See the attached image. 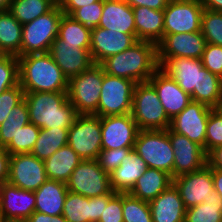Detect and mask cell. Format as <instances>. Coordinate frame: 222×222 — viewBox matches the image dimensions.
<instances>
[{
    "label": "cell",
    "mask_w": 222,
    "mask_h": 222,
    "mask_svg": "<svg viewBox=\"0 0 222 222\" xmlns=\"http://www.w3.org/2000/svg\"><path fill=\"white\" fill-rule=\"evenodd\" d=\"M105 73L136 83L147 82L159 69L157 44L138 40L130 48L101 63Z\"/></svg>",
    "instance_id": "cell-1"
},
{
    "label": "cell",
    "mask_w": 222,
    "mask_h": 222,
    "mask_svg": "<svg viewBox=\"0 0 222 222\" xmlns=\"http://www.w3.org/2000/svg\"><path fill=\"white\" fill-rule=\"evenodd\" d=\"M19 84L25 93L67 92L68 79L49 52L18 57Z\"/></svg>",
    "instance_id": "cell-2"
},
{
    "label": "cell",
    "mask_w": 222,
    "mask_h": 222,
    "mask_svg": "<svg viewBox=\"0 0 222 222\" xmlns=\"http://www.w3.org/2000/svg\"><path fill=\"white\" fill-rule=\"evenodd\" d=\"M30 123L38 128H70L76 116L67 92L25 93Z\"/></svg>",
    "instance_id": "cell-3"
},
{
    "label": "cell",
    "mask_w": 222,
    "mask_h": 222,
    "mask_svg": "<svg viewBox=\"0 0 222 222\" xmlns=\"http://www.w3.org/2000/svg\"><path fill=\"white\" fill-rule=\"evenodd\" d=\"M131 116L139 130H167L171 121L155 88L148 81L135 85Z\"/></svg>",
    "instance_id": "cell-4"
},
{
    "label": "cell",
    "mask_w": 222,
    "mask_h": 222,
    "mask_svg": "<svg viewBox=\"0 0 222 222\" xmlns=\"http://www.w3.org/2000/svg\"><path fill=\"white\" fill-rule=\"evenodd\" d=\"M104 74L102 65L94 63L68 79L67 97L77 114H94L97 111Z\"/></svg>",
    "instance_id": "cell-5"
},
{
    "label": "cell",
    "mask_w": 222,
    "mask_h": 222,
    "mask_svg": "<svg viewBox=\"0 0 222 222\" xmlns=\"http://www.w3.org/2000/svg\"><path fill=\"white\" fill-rule=\"evenodd\" d=\"M63 11L57 3L49 12L22 26L21 56L49 52L59 34Z\"/></svg>",
    "instance_id": "cell-6"
},
{
    "label": "cell",
    "mask_w": 222,
    "mask_h": 222,
    "mask_svg": "<svg viewBox=\"0 0 222 222\" xmlns=\"http://www.w3.org/2000/svg\"><path fill=\"white\" fill-rule=\"evenodd\" d=\"M133 150L148 168L167 172L173 179L174 150L167 130H139Z\"/></svg>",
    "instance_id": "cell-7"
},
{
    "label": "cell",
    "mask_w": 222,
    "mask_h": 222,
    "mask_svg": "<svg viewBox=\"0 0 222 222\" xmlns=\"http://www.w3.org/2000/svg\"><path fill=\"white\" fill-rule=\"evenodd\" d=\"M68 145L83 160H96L102 150L100 116L78 114L68 130Z\"/></svg>",
    "instance_id": "cell-8"
},
{
    "label": "cell",
    "mask_w": 222,
    "mask_h": 222,
    "mask_svg": "<svg viewBox=\"0 0 222 222\" xmlns=\"http://www.w3.org/2000/svg\"><path fill=\"white\" fill-rule=\"evenodd\" d=\"M135 85L132 80L105 73L98 109L94 114L102 117L131 113Z\"/></svg>",
    "instance_id": "cell-9"
},
{
    "label": "cell",
    "mask_w": 222,
    "mask_h": 222,
    "mask_svg": "<svg viewBox=\"0 0 222 222\" xmlns=\"http://www.w3.org/2000/svg\"><path fill=\"white\" fill-rule=\"evenodd\" d=\"M69 192L93 198L110 194L113 190L110 175L99 165L97 160H82L73 170L66 182Z\"/></svg>",
    "instance_id": "cell-10"
},
{
    "label": "cell",
    "mask_w": 222,
    "mask_h": 222,
    "mask_svg": "<svg viewBox=\"0 0 222 222\" xmlns=\"http://www.w3.org/2000/svg\"><path fill=\"white\" fill-rule=\"evenodd\" d=\"M159 68L171 77L179 87L191 96L193 101L200 102V82L202 81L203 64L201 59L194 58H157Z\"/></svg>",
    "instance_id": "cell-11"
},
{
    "label": "cell",
    "mask_w": 222,
    "mask_h": 222,
    "mask_svg": "<svg viewBox=\"0 0 222 222\" xmlns=\"http://www.w3.org/2000/svg\"><path fill=\"white\" fill-rule=\"evenodd\" d=\"M204 10L200 0L168 2L164 12V34L201 31V16Z\"/></svg>",
    "instance_id": "cell-12"
},
{
    "label": "cell",
    "mask_w": 222,
    "mask_h": 222,
    "mask_svg": "<svg viewBox=\"0 0 222 222\" xmlns=\"http://www.w3.org/2000/svg\"><path fill=\"white\" fill-rule=\"evenodd\" d=\"M48 180L44 161L31 153L10 157L8 183L22 190L36 191Z\"/></svg>",
    "instance_id": "cell-13"
},
{
    "label": "cell",
    "mask_w": 222,
    "mask_h": 222,
    "mask_svg": "<svg viewBox=\"0 0 222 222\" xmlns=\"http://www.w3.org/2000/svg\"><path fill=\"white\" fill-rule=\"evenodd\" d=\"M172 184L178 190L186 209L206 202L215 192L212 168L208 164L198 171L173 178Z\"/></svg>",
    "instance_id": "cell-14"
},
{
    "label": "cell",
    "mask_w": 222,
    "mask_h": 222,
    "mask_svg": "<svg viewBox=\"0 0 222 222\" xmlns=\"http://www.w3.org/2000/svg\"><path fill=\"white\" fill-rule=\"evenodd\" d=\"M212 109L203 103L192 100L181 113L171 119L169 129L185 135L191 141L202 146L205 151L206 126Z\"/></svg>",
    "instance_id": "cell-15"
},
{
    "label": "cell",
    "mask_w": 222,
    "mask_h": 222,
    "mask_svg": "<svg viewBox=\"0 0 222 222\" xmlns=\"http://www.w3.org/2000/svg\"><path fill=\"white\" fill-rule=\"evenodd\" d=\"M102 149L133 148L139 128L131 113L125 115L102 116Z\"/></svg>",
    "instance_id": "cell-16"
},
{
    "label": "cell",
    "mask_w": 222,
    "mask_h": 222,
    "mask_svg": "<svg viewBox=\"0 0 222 222\" xmlns=\"http://www.w3.org/2000/svg\"><path fill=\"white\" fill-rule=\"evenodd\" d=\"M169 138L174 150L173 178L198 171L207 164V154L202 146L170 129Z\"/></svg>",
    "instance_id": "cell-17"
},
{
    "label": "cell",
    "mask_w": 222,
    "mask_h": 222,
    "mask_svg": "<svg viewBox=\"0 0 222 222\" xmlns=\"http://www.w3.org/2000/svg\"><path fill=\"white\" fill-rule=\"evenodd\" d=\"M206 39L201 31L191 33L164 34L157 43V58L201 59Z\"/></svg>",
    "instance_id": "cell-18"
},
{
    "label": "cell",
    "mask_w": 222,
    "mask_h": 222,
    "mask_svg": "<svg viewBox=\"0 0 222 222\" xmlns=\"http://www.w3.org/2000/svg\"><path fill=\"white\" fill-rule=\"evenodd\" d=\"M115 194L112 191L110 194L88 198L68 191L62 216L68 222H98L102 211Z\"/></svg>",
    "instance_id": "cell-19"
},
{
    "label": "cell",
    "mask_w": 222,
    "mask_h": 222,
    "mask_svg": "<svg viewBox=\"0 0 222 222\" xmlns=\"http://www.w3.org/2000/svg\"><path fill=\"white\" fill-rule=\"evenodd\" d=\"M34 211V191L22 190L8 182L0 185V212L4 221H26Z\"/></svg>",
    "instance_id": "cell-20"
},
{
    "label": "cell",
    "mask_w": 222,
    "mask_h": 222,
    "mask_svg": "<svg viewBox=\"0 0 222 222\" xmlns=\"http://www.w3.org/2000/svg\"><path fill=\"white\" fill-rule=\"evenodd\" d=\"M49 53L67 79L79 75L94 64L90 49L77 48V45L67 44L58 37L53 41Z\"/></svg>",
    "instance_id": "cell-21"
},
{
    "label": "cell",
    "mask_w": 222,
    "mask_h": 222,
    "mask_svg": "<svg viewBox=\"0 0 222 222\" xmlns=\"http://www.w3.org/2000/svg\"><path fill=\"white\" fill-rule=\"evenodd\" d=\"M136 42L131 34L96 27L91 30L90 53L94 63L101 64L108 57L125 51Z\"/></svg>",
    "instance_id": "cell-22"
},
{
    "label": "cell",
    "mask_w": 222,
    "mask_h": 222,
    "mask_svg": "<svg viewBox=\"0 0 222 222\" xmlns=\"http://www.w3.org/2000/svg\"><path fill=\"white\" fill-rule=\"evenodd\" d=\"M156 90L167 116L172 119L192 101L191 96L160 68L148 81Z\"/></svg>",
    "instance_id": "cell-23"
},
{
    "label": "cell",
    "mask_w": 222,
    "mask_h": 222,
    "mask_svg": "<svg viewBox=\"0 0 222 222\" xmlns=\"http://www.w3.org/2000/svg\"><path fill=\"white\" fill-rule=\"evenodd\" d=\"M98 27L131 34L136 39L133 8L124 0H103V10Z\"/></svg>",
    "instance_id": "cell-24"
},
{
    "label": "cell",
    "mask_w": 222,
    "mask_h": 222,
    "mask_svg": "<svg viewBox=\"0 0 222 222\" xmlns=\"http://www.w3.org/2000/svg\"><path fill=\"white\" fill-rule=\"evenodd\" d=\"M148 203L153 222H185L186 208L173 184Z\"/></svg>",
    "instance_id": "cell-25"
},
{
    "label": "cell",
    "mask_w": 222,
    "mask_h": 222,
    "mask_svg": "<svg viewBox=\"0 0 222 222\" xmlns=\"http://www.w3.org/2000/svg\"><path fill=\"white\" fill-rule=\"evenodd\" d=\"M146 169V162L132 149L121 165L109 174L112 190L129 193Z\"/></svg>",
    "instance_id": "cell-26"
},
{
    "label": "cell",
    "mask_w": 222,
    "mask_h": 222,
    "mask_svg": "<svg viewBox=\"0 0 222 222\" xmlns=\"http://www.w3.org/2000/svg\"><path fill=\"white\" fill-rule=\"evenodd\" d=\"M35 193V211L52 217L62 215L67 197L66 183L48 179Z\"/></svg>",
    "instance_id": "cell-27"
},
{
    "label": "cell",
    "mask_w": 222,
    "mask_h": 222,
    "mask_svg": "<svg viewBox=\"0 0 222 222\" xmlns=\"http://www.w3.org/2000/svg\"><path fill=\"white\" fill-rule=\"evenodd\" d=\"M136 40L157 44L164 36V12L146 6L132 7Z\"/></svg>",
    "instance_id": "cell-28"
},
{
    "label": "cell",
    "mask_w": 222,
    "mask_h": 222,
    "mask_svg": "<svg viewBox=\"0 0 222 222\" xmlns=\"http://www.w3.org/2000/svg\"><path fill=\"white\" fill-rule=\"evenodd\" d=\"M172 177L164 171L148 168L129 192L135 198L150 202L172 184Z\"/></svg>",
    "instance_id": "cell-29"
},
{
    "label": "cell",
    "mask_w": 222,
    "mask_h": 222,
    "mask_svg": "<svg viewBox=\"0 0 222 222\" xmlns=\"http://www.w3.org/2000/svg\"><path fill=\"white\" fill-rule=\"evenodd\" d=\"M83 159L67 144L44 160L48 179L66 183Z\"/></svg>",
    "instance_id": "cell-30"
},
{
    "label": "cell",
    "mask_w": 222,
    "mask_h": 222,
    "mask_svg": "<svg viewBox=\"0 0 222 222\" xmlns=\"http://www.w3.org/2000/svg\"><path fill=\"white\" fill-rule=\"evenodd\" d=\"M22 24L8 11H0V54L21 56Z\"/></svg>",
    "instance_id": "cell-31"
},
{
    "label": "cell",
    "mask_w": 222,
    "mask_h": 222,
    "mask_svg": "<svg viewBox=\"0 0 222 222\" xmlns=\"http://www.w3.org/2000/svg\"><path fill=\"white\" fill-rule=\"evenodd\" d=\"M69 128H40L38 138L30 152L40 160H46L58 149L68 144Z\"/></svg>",
    "instance_id": "cell-32"
},
{
    "label": "cell",
    "mask_w": 222,
    "mask_h": 222,
    "mask_svg": "<svg viewBox=\"0 0 222 222\" xmlns=\"http://www.w3.org/2000/svg\"><path fill=\"white\" fill-rule=\"evenodd\" d=\"M91 30L71 16L63 14L57 37L67 44L77 45V48L90 49Z\"/></svg>",
    "instance_id": "cell-33"
},
{
    "label": "cell",
    "mask_w": 222,
    "mask_h": 222,
    "mask_svg": "<svg viewBox=\"0 0 222 222\" xmlns=\"http://www.w3.org/2000/svg\"><path fill=\"white\" fill-rule=\"evenodd\" d=\"M57 0H12L9 12L23 25L49 12Z\"/></svg>",
    "instance_id": "cell-34"
},
{
    "label": "cell",
    "mask_w": 222,
    "mask_h": 222,
    "mask_svg": "<svg viewBox=\"0 0 222 222\" xmlns=\"http://www.w3.org/2000/svg\"><path fill=\"white\" fill-rule=\"evenodd\" d=\"M30 123L25 99L10 110L6 120L0 124V145L6 147L20 129Z\"/></svg>",
    "instance_id": "cell-35"
},
{
    "label": "cell",
    "mask_w": 222,
    "mask_h": 222,
    "mask_svg": "<svg viewBox=\"0 0 222 222\" xmlns=\"http://www.w3.org/2000/svg\"><path fill=\"white\" fill-rule=\"evenodd\" d=\"M185 222H222V199L214 192L206 202L186 209Z\"/></svg>",
    "instance_id": "cell-36"
},
{
    "label": "cell",
    "mask_w": 222,
    "mask_h": 222,
    "mask_svg": "<svg viewBox=\"0 0 222 222\" xmlns=\"http://www.w3.org/2000/svg\"><path fill=\"white\" fill-rule=\"evenodd\" d=\"M200 103L211 108H220L222 104V79L204 66L200 82Z\"/></svg>",
    "instance_id": "cell-37"
},
{
    "label": "cell",
    "mask_w": 222,
    "mask_h": 222,
    "mask_svg": "<svg viewBox=\"0 0 222 222\" xmlns=\"http://www.w3.org/2000/svg\"><path fill=\"white\" fill-rule=\"evenodd\" d=\"M122 210L124 222H153L149 203L129 193H122Z\"/></svg>",
    "instance_id": "cell-38"
},
{
    "label": "cell",
    "mask_w": 222,
    "mask_h": 222,
    "mask_svg": "<svg viewBox=\"0 0 222 222\" xmlns=\"http://www.w3.org/2000/svg\"><path fill=\"white\" fill-rule=\"evenodd\" d=\"M40 128L33 123L23 126L5 147L10 155L30 153L38 138Z\"/></svg>",
    "instance_id": "cell-39"
},
{
    "label": "cell",
    "mask_w": 222,
    "mask_h": 222,
    "mask_svg": "<svg viewBox=\"0 0 222 222\" xmlns=\"http://www.w3.org/2000/svg\"><path fill=\"white\" fill-rule=\"evenodd\" d=\"M201 32L206 43L222 46V12L204 8L201 16Z\"/></svg>",
    "instance_id": "cell-40"
},
{
    "label": "cell",
    "mask_w": 222,
    "mask_h": 222,
    "mask_svg": "<svg viewBox=\"0 0 222 222\" xmlns=\"http://www.w3.org/2000/svg\"><path fill=\"white\" fill-rule=\"evenodd\" d=\"M19 84L17 56L0 54V94Z\"/></svg>",
    "instance_id": "cell-41"
},
{
    "label": "cell",
    "mask_w": 222,
    "mask_h": 222,
    "mask_svg": "<svg viewBox=\"0 0 222 222\" xmlns=\"http://www.w3.org/2000/svg\"><path fill=\"white\" fill-rule=\"evenodd\" d=\"M222 145V109L213 108L208 117L205 138V153Z\"/></svg>",
    "instance_id": "cell-42"
},
{
    "label": "cell",
    "mask_w": 222,
    "mask_h": 222,
    "mask_svg": "<svg viewBox=\"0 0 222 222\" xmlns=\"http://www.w3.org/2000/svg\"><path fill=\"white\" fill-rule=\"evenodd\" d=\"M103 10V0L76 9L70 16L91 29L98 27Z\"/></svg>",
    "instance_id": "cell-43"
},
{
    "label": "cell",
    "mask_w": 222,
    "mask_h": 222,
    "mask_svg": "<svg viewBox=\"0 0 222 222\" xmlns=\"http://www.w3.org/2000/svg\"><path fill=\"white\" fill-rule=\"evenodd\" d=\"M132 149L133 148L102 149L96 160L107 174H111L121 165L126 155H128Z\"/></svg>",
    "instance_id": "cell-44"
},
{
    "label": "cell",
    "mask_w": 222,
    "mask_h": 222,
    "mask_svg": "<svg viewBox=\"0 0 222 222\" xmlns=\"http://www.w3.org/2000/svg\"><path fill=\"white\" fill-rule=\"evenodd\" d=\"M25 92L18 84L0 94V124H2L11 109L24 100Z\"/></svg>",
    "instance_id": "cell-45"
},
{
    "label": "cell",
    "mask_w": 222,
    "mask_h": 222,
    "mask_svg": "<svg viewBox=\"0 0 222 222\" xmlns=\"http://www.w3.org/2000/svg\"><path fill=\"white\" fill-rule=\"evenodd\" d=\"M201 61L208 71L222 79V46L207 43Z\"/></svg>",
    "instance_id": "cell-46"
},
{
    "label": "cell",
    "mask_w": 222,
    "mask_h": 222,
    "mask_svg": "<svg viewBox=\"0 0 222 222\" xmlns=\"http://www.w3.org/2000/svg\"><path fill=\"white\" fill-rule=\"evenodd\" d=\"M98 222H124L122 210V193H116L101 213Z\"/></svg>",
    "instance_id": "cell-47"
},
{
    "label": "cell",
    "mask_w": 222,
    "mask_h": 222,
    "mask_svg": "<svg viewBox=\"0 0 222 222\" xmlns=\"http://www.w3.org/2000/svg\"><path fill=\"white\" fill-rule=\"evenodd\" d=\"M98 0H57L65 15L70 16L76 9L97 2Z\"/></svg>",
    "instance_id": "cell-48"
},
{
    "label": "cell",
    "mask_w": 222,
    "mask_h": 222,
    "mask_svg": "<svg viewBox=\"0 0 222 222\" xmlns=\"http://www.w3.org/2000/svg\"><path fill=\"white\" fill-rule=\"evenodd\" d=\"M11 155L0 145V185L8 182Z\"/></svg>",
    "instance_id": "cell-49"
},
{
    "label": "cell",
    "mask_w": 222,
    "mask_h": 222,
    "mask_svg": "<svg viewBox=\"0 0 222 222\" xmlns=\"http://www.w3.org/2000/svg\"><path fill=\"white\" fill-rule=\"evenodd\" d=\"M131 7L146 6L156 10H164L167 6V0H124Z\"/></svg>",
    "instance_id": "cell-50"
},
{
    "label": "cell",
    "mask_w": 222,
    "mask_h": 222,
    "mask_svg": "<svg viewBox=\"0 0 222 222\" xmlns=\"http://www.w3.org/2000/svg\"><path fill=\"white\" fill-rule=\"evenodd\" d=\"M207 164L211 168L222 170V145L214 148L207 154Z\"/></svg>",
    "instance_id": "cell-51"
},
{
    "label": "cell",
    "mask_w": 222,
    "mask_h": 222,
    "mask_svg": "<svg viewBox=\"0 0 222 222\" xmlns=\"http://www.w3.org/2000/svg\"><path fill=\"white\" fill-rule=\"evenodd\" d=\"M26 222H68L62 215L52 217L47 214L34 211Z\"/></svg>",
    "instance_id": "cell-52"
},
{
    "label": "cell",
    "mask_w": 222,
    "mask_h": 222,
    "mask_svg": "<svg viewBox=\"0 0 222 222\" xmlns=\"http://www.w3.org/2000/svg\"><path fill=\"white\" fill-rule=\"evenodd\" d=\"M212 177L214 182V190L222 199V170L212 168Z\"/></svg>",
    "instance_id": "cell-53"
},
{
    "label": "cell",
    "mask_w": 222,
    "mask_h": 222,
    "mask_svg": "<svg viewBox=\"0 0 222 222\" xmlns=\"http://www.w3.org/2000/svg\"><path fill=\"white\" fill-rule=\"evenodd\" d=\"M205 9L222 12V0H200Z\"/></svg>",
    "instance_id": "cell-54"
},
{
    "label": "cell",
    "mask_w": 222,
    "mask_h": 222,
    "mask_svg": "<svg viewBox=\"0 0 222 222\" xmlns=\"http://www.w3.org/2000/svg\"><path fill=\"white\" fill-rule=\"evenodd\" d=\"M12 0H0V11H8Z\"/></svg>",
    "instance_id": "cell-55"
},
{
    "label": "cell",
    "mask_w": 222,
    "mask_h": 222,
    "mask_svg": "<svg viewBox=\"0 0 222 222\" xmlns=\"http://www.w3.org/2000/svg\"><path fill=\"white\" fill-rule=\"evenodd\" d=\"M0 222H5L3 216L1 215V212H0Z\"/></svg>",
    "instance_id": "cell-56"
},
{
    "label": "cell",
    "mask_w": 222,
    "mask_h": 222,
    "mask_svg": "<svg viewBox=\"0 0 222 222\" xmlns=\"http://www.w3.org/2000/svg\"><path fill=\"white\" fill-rule=\"evenodd\" d=\"M5 222H26V221H5Z\"/></svg>",
    "instance_id": "cell-57"
},
{
    "label": "cell",
    "mask_w": 222,
    "mask_h": 222,
    "mask_svg": "<svg viewBox=\"0 0 222 222\" xmlns=\"http://www.w3.org/2000/svg\"><path fill=\"white\" fill-rule=\"evenodd\" d=\"M168 2L180 1V0H167Z\"/></svg>",
    "instance_id": "cell-58"
}]
</instances>
